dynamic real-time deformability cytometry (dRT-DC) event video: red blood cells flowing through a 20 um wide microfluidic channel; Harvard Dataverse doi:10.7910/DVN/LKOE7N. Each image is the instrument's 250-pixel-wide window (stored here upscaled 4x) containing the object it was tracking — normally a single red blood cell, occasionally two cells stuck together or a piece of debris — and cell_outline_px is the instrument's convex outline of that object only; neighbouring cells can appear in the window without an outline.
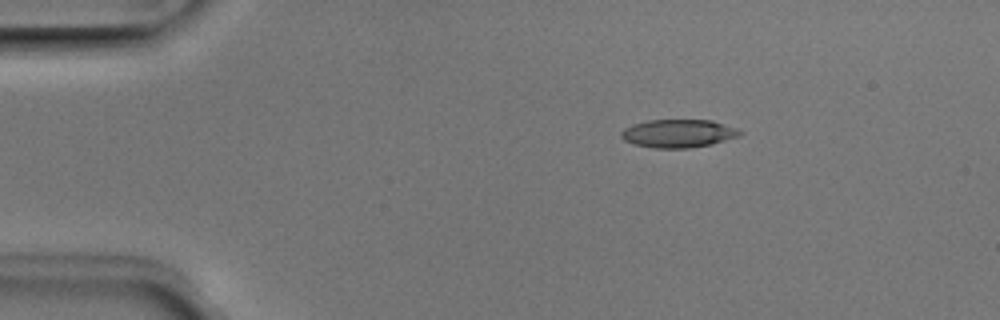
{"species": "Egyptian fruit bat (a non-hibernating species)", "species_latin": "Rousettus aegyptiacus", "temperature_condition": "room temperature", "stored_images_in_passage": 4, "camera_frame_rate_fps": 3000, "um_per_image_px": 0.085, "animal": {"sex": "male"}, "frame": {"image": 1, "passage_image": 3, "time_ms": 0.667, "image_size_px": [1000, 320], "cell_outline_px": [[744, 132], [740, 136], [712, 144], [688, 148], [656, 148], [632, 144], [624, 140], [620, 136], [620, 132], [624, 128], [632, 124], [648, 120], [712, 120], [736, 128]], "centroid_in_image_um": [57.64, 11.34], "position_along_channel_um": 27.4, "area_um2": 19.59}}